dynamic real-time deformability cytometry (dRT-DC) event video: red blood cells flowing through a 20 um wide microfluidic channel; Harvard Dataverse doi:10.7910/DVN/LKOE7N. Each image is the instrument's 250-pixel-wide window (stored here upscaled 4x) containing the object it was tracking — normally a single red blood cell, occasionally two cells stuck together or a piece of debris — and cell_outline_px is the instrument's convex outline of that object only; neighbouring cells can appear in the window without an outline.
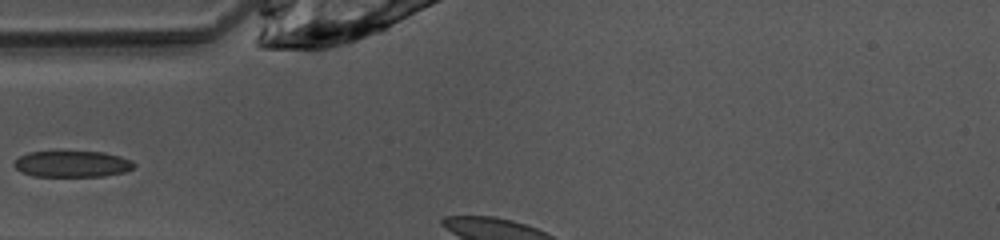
{"species": "common noctule bat (a hibernating species)", "species_latin": "Nyctalus noctula", "temperature_condition": "warm", "stored_images_in_passage": 3, "camera_frame_rate_fps": 3000, "um_per_image_px": 0.085, "animal": {"sex": "female", "body_mass_g": 10.0, "forearm_length_mm": 53.1}, "frame": {"image": 1, "passage_image": 1, "time_ms": 0.0, "image_size_px": [1000, 240], "cell_outline_px": [[136, 168], [124, 172], [104, 176], [32, 176], [20, 172], [12, 164], [20, 156], [28, 152], [104, 152], [120, 156], [136, 164]], "centroid_in_image_um": [6.13, 13.95], "position_along_channel_um": 78.9, "area_um2": 18.32}}